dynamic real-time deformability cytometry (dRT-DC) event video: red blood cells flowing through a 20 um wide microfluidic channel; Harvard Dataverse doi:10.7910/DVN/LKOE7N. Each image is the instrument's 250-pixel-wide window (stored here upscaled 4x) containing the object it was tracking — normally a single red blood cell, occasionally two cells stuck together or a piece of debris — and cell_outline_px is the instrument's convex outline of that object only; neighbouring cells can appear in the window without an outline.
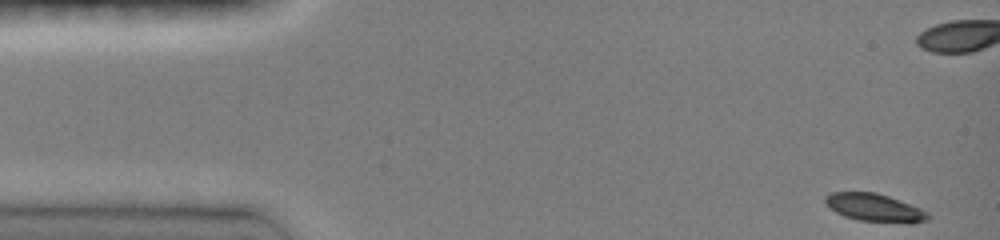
{"species": "common noctule bat (a hibernating species)", "species_latin": "Nyctalus noctula", "temperature_condition": "room temperature", "stored_images_in_passage": 11, "camera_frame_rate_fps": 3000, "um_per_image_px": 0.085, "animal": {"sex": "female", "body_mass_g": 19.0, "forearm_length_mm": 51.5}, "frame": {"image": 1, "passage_image": 1, "time_ms": 0.0, "image_size_px": [1000, 240], "cell_outline_px": [[932, 216], [928, 220], [912, 224], [908, 224], [860, 220], [844, 216], [836, 212], [824, 200], [824, 196], [832, 192], [876, 192], [888, 196], [920, 208], [928, 212]], "centroid_in_image_um": [74.4, 17.67], "position_along_channel_um": 10.6, "area_um2": 16.76}}